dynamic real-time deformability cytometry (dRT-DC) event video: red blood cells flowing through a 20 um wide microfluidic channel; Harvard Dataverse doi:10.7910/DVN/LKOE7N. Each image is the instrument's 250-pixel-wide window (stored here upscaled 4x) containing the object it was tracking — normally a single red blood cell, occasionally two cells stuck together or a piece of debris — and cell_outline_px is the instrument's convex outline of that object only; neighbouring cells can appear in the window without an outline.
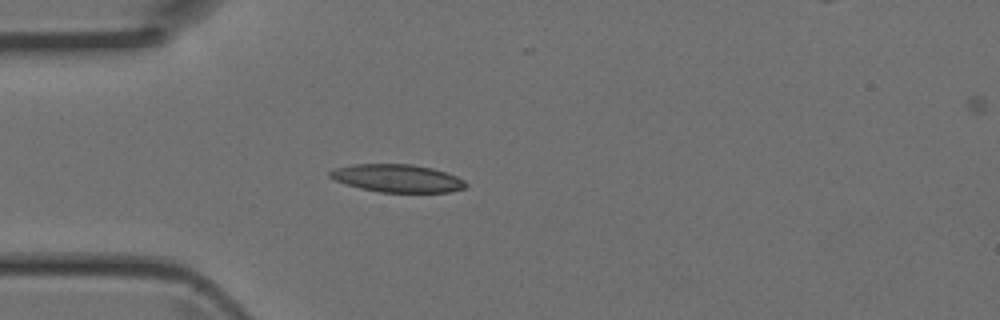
{"species": "Egyptian fruit bat (a non-hibernating species)", "species_latin": "Rousettus aegyptiacus", "temperature_condition": "room temperature", "stored_images_in_passage": 4, "camera_frame_rate_fps": 3000, "um_per_image_px": 0.085, "animal": {"sex": "female"}, "frame": {"image": 1, "passage_image": 4, "time_ms": 1.0, "image_size_px": [1000, 320], "cell_outline_px": [[468, 184], [464, 188], [448, 192], [380, 192], [360, 188], [336, 180], [328, 176], [328, 172], [336, 168], [356, 164], [412, 164], [432, 168], [456, 176], [464, 180]], "centroid_in_image_um": [33.78, 15.15], "position_along_channel_um": 51.2, "area_um2": 21.79}}